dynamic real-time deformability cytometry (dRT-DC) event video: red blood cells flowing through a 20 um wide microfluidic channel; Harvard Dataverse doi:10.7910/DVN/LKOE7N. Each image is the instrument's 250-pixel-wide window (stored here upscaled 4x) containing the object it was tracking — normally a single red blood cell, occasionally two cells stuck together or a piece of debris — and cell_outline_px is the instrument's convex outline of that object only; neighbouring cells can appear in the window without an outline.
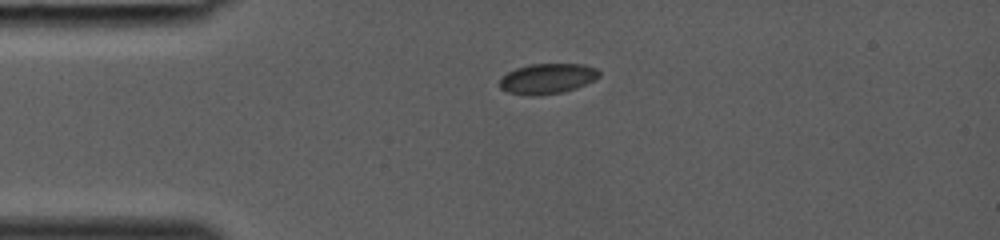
{"species": "common noctule bat (a hibernating species)", "species_latin": "Nyctalus noctula", "temperature_condition": "room temperature", "stored_images_in_passage": 30, "camera_frame_rate_fps": 3000, "um_per_image_px": 0.085, "animal": {"sex": "female", "body_mass_g": 19.0, "forearm_length_mm": 53.3}, "frame": {"image": 1, "passage_image": 1, "time_ms": 0.0, "image_size_px": [1000, 240], "cell_outline_px": [[600, 76], [596, 80], [576, 88], [564, 92], [540, 96], [528, 96], [508, 92], [500, 88], [500, 80], [508, 72], [516, 68], [528, 64], [584, 64], [596, 68], [600, 72]], "centroid_in_image_um": [46.56, 6.69], "position_along_channel_um": 38.4, "area_um2": 17.8}}
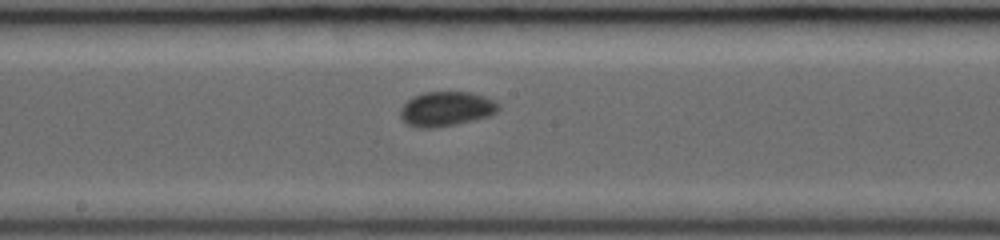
{"frame": {"image": 2, "passage_image": 13, "time_ms": 4.0, "image_size_px": [1000, 240], "cell_outline_px": [[500, 108], [496, 112], [488, 116], [456, 124], [432, 128], [420, 128], [408, 124], [400, 116], [400, 108], [412, 96], [424, 92], [468, 92], [484, 96], [496, 100], [500, 104]], "centroid_in_image_um": [37.94, 9.24], "position_along_channel_um": 210.3, "area_um2": 19.77}}
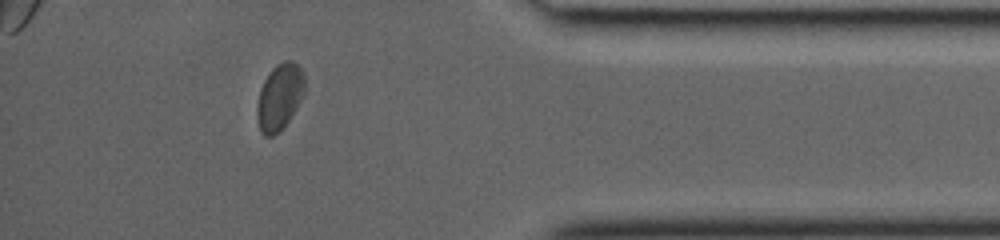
{"frame": {"image": 3, "passage_image": 26, "time_ms": 8.333, "image_size_px": [1000, 240], "cell_outline_px": [[304, 92], [296, 108], [280, 132], [272, 136], [264, 136], [260, 132], [256, 116], [256, 108], [260, 88], [268, 72], [276, 64], [284, 60], [292, 60], [304, 72]], "centroid_in_image_um": [23.73, 8.23], "position_along_channel_um": 411.5, "area_um2": 18.55}}